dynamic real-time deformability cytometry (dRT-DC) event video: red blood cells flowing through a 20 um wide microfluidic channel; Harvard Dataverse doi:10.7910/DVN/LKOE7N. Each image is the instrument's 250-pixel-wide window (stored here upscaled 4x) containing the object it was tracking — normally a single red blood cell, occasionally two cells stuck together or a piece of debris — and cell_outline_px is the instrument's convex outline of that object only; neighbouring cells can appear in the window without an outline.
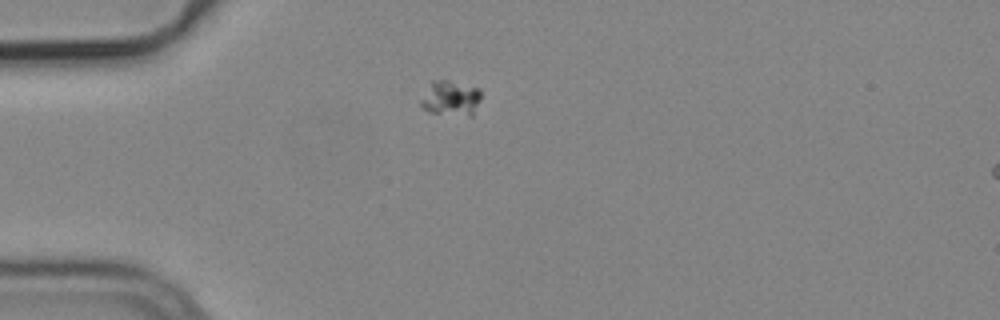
{"species": "common noctule bat (a hibernating species)", "species_latin": "Nyctalus noctula", "temperature_condition": "cold", "stored_images_in_passage": 8, "camera_frame_rate_fps": 3000, "um_per_image_px": 0.085, "animal": {"sex": "male", "body_mass_g": 19.2, "forearm_length_mm": 51.8}, "frame": {"image": 1, "passage_image": 1, "time_ms": 0.0, "image_size_px": [1000, 320], "cell_outline_px": [[480, 100], [472, 116], [468, 116], [428, 112], [420, 104], [420, 100], [432, 80], [448, 80], [480, 88]], "centroid_in_image_um": [38.31, 8.35], "position_along_channel_um": 46.7, "area_um2": 12.31}}
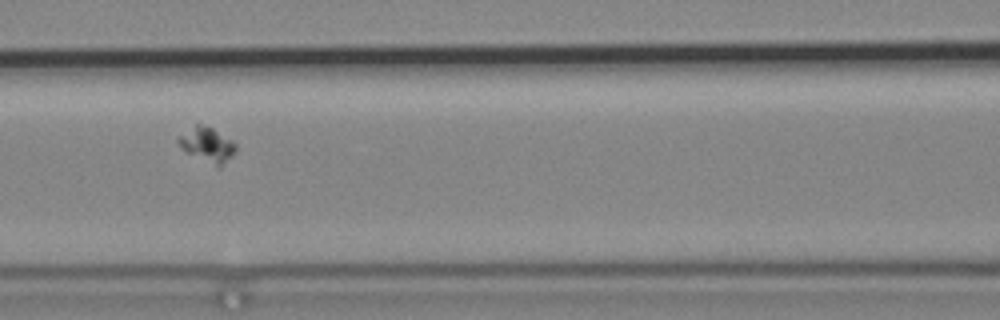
{"frame": {"image": 2, "passage_image": 4, "time_ms": 1.0, "image_size_px": [1000, 320], "cell_outline_px": [[236, 152], [220, 168], [216, 168], [180, 148], [176, 140], [176, 136], [196, 124], [200, 124], [212, 128], [232, 140], [236, 144]], "centroid_in_image_um": [17.6, 12.32], "position_along_channel_um": 149.0, "area_um2": 11.85}}
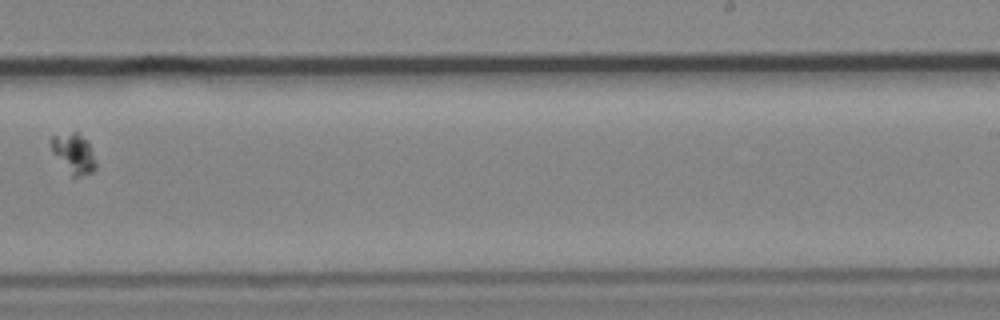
{"frame": {"image": 3, "passage_image": 7, "time_ms": 2.0, "image_size_px": [1000, 320], "cell_outline_px": [[96, 168], [92, 172], [80, 176], [72, 176], [52, 152], [52, 136], [72, 132], [76, 132], [88, 140], [96, 160]], "centroid_in_image_um": [6.31, 13.04], "position_along_channel_um": 282.7, "area_um2": 10.23}}